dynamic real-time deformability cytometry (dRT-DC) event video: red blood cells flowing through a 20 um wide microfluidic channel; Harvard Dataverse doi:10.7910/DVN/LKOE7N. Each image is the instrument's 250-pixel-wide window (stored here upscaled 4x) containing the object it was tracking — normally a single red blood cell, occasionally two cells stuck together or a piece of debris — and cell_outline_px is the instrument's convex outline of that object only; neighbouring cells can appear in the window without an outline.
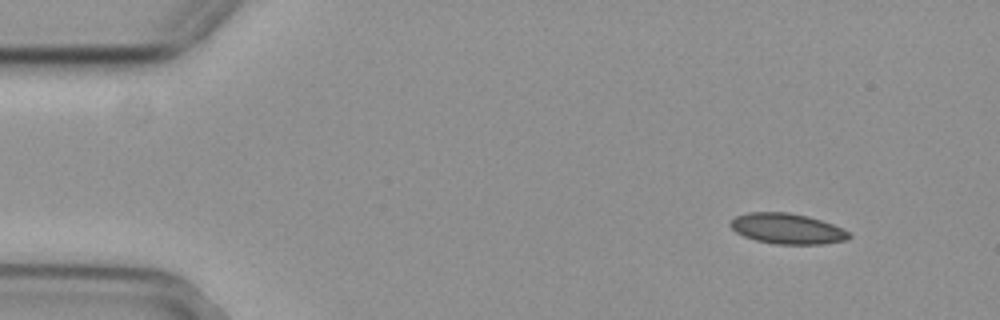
{"species": "common noctule bat (a hibernating species)", "species_latin": "Nyctalus noctula", "temperature_condition": "cold", "stored_images_in_passage": 49, "camera_frame_rate_fps": 3000, "um_per_image_px": 0.085, "animal": {"sex": "female", "body_mass_g": 29.2, "forearm_length_mm": 56.3}, "frame": {"image": 1, "passage_image": 1, "time_ms": 0.0, "image_size_px": [1000, 320], "cell_outline_px": [[852, 236], [848, 240], [824, 244], [776, 244], [756, 240], [744, 236], [736, 232], [728, 224], [728, 220], [736, 216], [748, 212], [788, 212], [808, 216], [832, 224], [848, 232]], "centroid_in_image_um": [66.88, 19.43], "position_along_channel_um": 18.1, "area_um2": 21.15}}
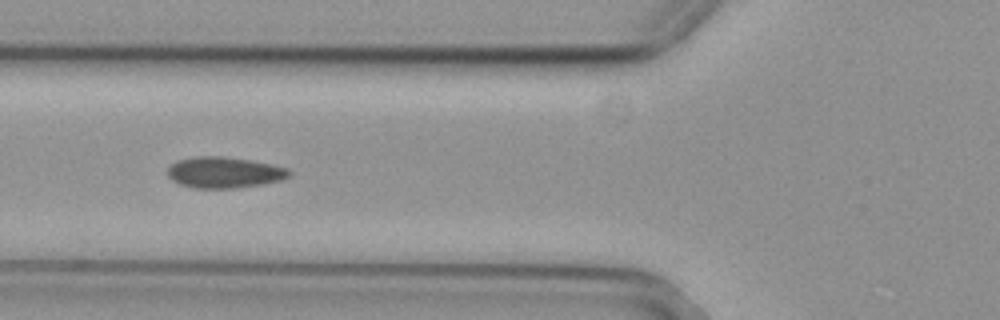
{"frame": {"image": 2, "passage_image": 16, "time_ms": 5.0, "image_size_px": [1000, 320], "cell_outline_px": [[292, 172], [288, 176], [280, 180], [264, 184], [236, 188], [192, 188], [180, 184], [172, 180], [168, 176], [168, 168], [176, 160], [196, 156], [224, 156], [272, 164], [288, 168]], "centroid_in_image_um": [19.05, 14.66], "position_along_channel_um": 106.7, "area_um2": 22.08}}
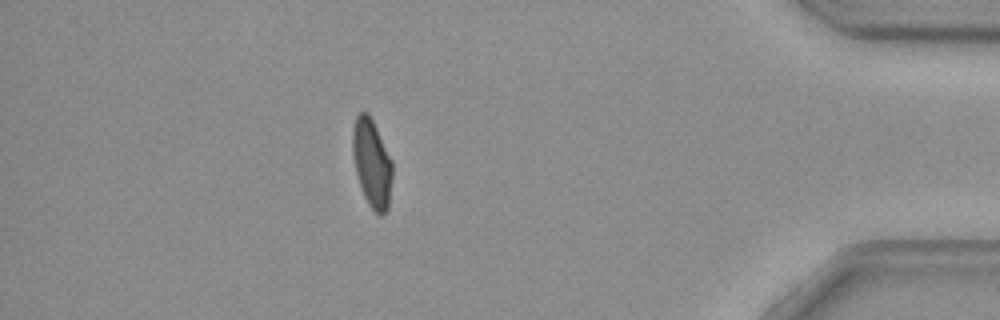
{"frame": {"image": 3, "passage_image": 44, "time_ms": 14.333, "image_size_px": [1000, 320], "cell_outline_px": [[392, 176], [388, 208], [380, 216], [368, 204], [360, 188], [356, 172], [352, 152], [352, 128], [356, 116], [360, 112], [368, 112], [392, 160]], "centroid_in_image_um": [31.59, 13.86], "position_along_channel_um": 403.6, "area_um2": 20.35}}